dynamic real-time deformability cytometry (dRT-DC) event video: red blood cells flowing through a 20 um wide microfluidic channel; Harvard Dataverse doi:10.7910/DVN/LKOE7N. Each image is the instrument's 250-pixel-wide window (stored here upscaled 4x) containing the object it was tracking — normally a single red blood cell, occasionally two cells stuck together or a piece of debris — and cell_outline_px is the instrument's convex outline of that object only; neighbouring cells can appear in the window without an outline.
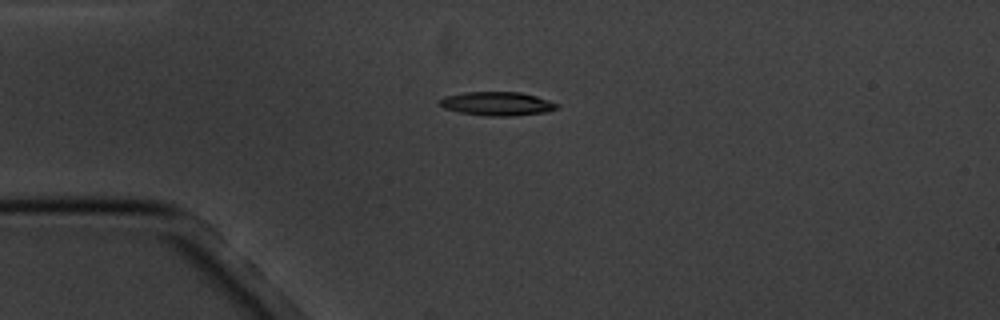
{"species": "common noctule bat (a hibernating species)", "species_latin": "Nyctalus noctula", "temperature_condition": "cold", "stored_images_in_passage": 7, "camera_frame_rate_fps": 3000, "um_per_image_px": 0.085, "animal": {"sex": "male", "body_mass_g": 20.1, "forearm_length_mm": 53.5}, "frame": {"image": 1, "passage_image": 4, "time_ms": 3.667, "image_size_px": [1000, 320], "cell_outline_px": [[560, 108], [548, 112], [512, 116], [484, 116], [460, 112], [444, 108], [440, 104], [440, 100], [444, 96], [464, 92], [520, 92], [536, 96], [560, 104]], "centroid_in_image_um": [42.31, 8.82], "position_along_channel_um": 42.7, "area_um2": 16.36}}
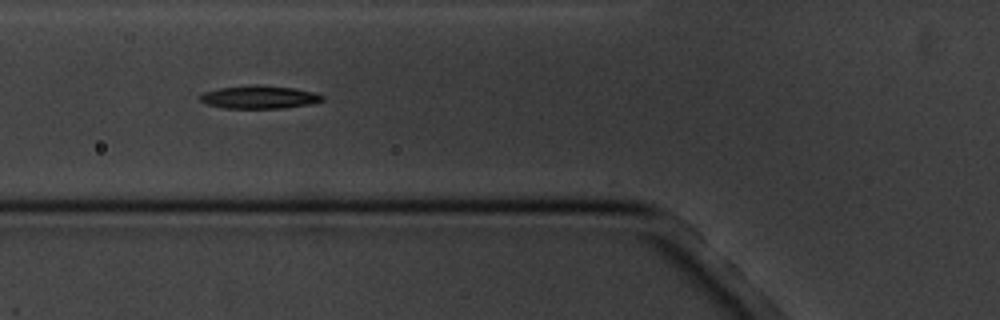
{"frame": {"image": 2, "passage_image": 6, "time_ms": 6.0, "image_size_px": [1000, 320], "cell_outline_px": [[324, 100], [284, 108], [224, 108], [208, 104], [200, 100], [196, 96], [204, 92], [220, 88], [248, 84], [256, 84], [296, 88], [316, 92], [324, 96]], "centroid_in_image_um": [22.01, 8.23], "position_along_channel_um": 103.8, "area_um2": 16.47}}
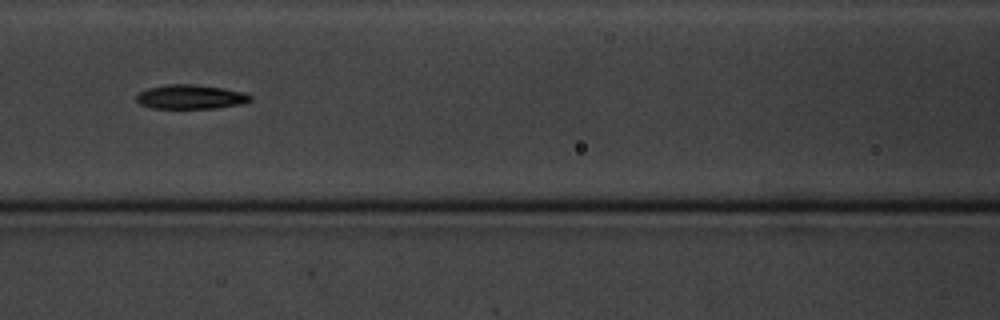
{"frame": {"image": 3, "passage_image": 7, "time_ms": 7.333, "image_size_px": [1000, 320], "cell_outline_px": [[252, 100], [244, 104], [216, 108], [152, 108], [140, 104], [136, 100], [136, 96], [140, 92], [148, 88], [168, 84], [192, 84], [224, 88], [244, 92], [252, 96]], "centroid_in_image_um": [16.24, 8.23], "position_along_channel_um": 150.4, "area_um2": 16.18}}